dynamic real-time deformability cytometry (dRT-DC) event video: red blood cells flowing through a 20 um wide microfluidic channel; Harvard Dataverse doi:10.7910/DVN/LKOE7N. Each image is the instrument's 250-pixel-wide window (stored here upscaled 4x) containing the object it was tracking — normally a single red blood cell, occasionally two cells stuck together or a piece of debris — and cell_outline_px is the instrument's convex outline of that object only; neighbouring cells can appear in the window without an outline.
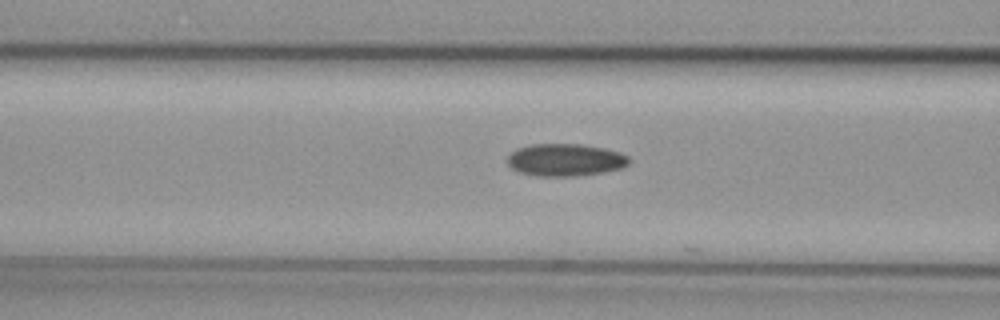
{"species": "common noctule bat (a hibernating species)", "species_latin": "Nyctalus noctula", "temperature_condition": "cold", "stored_images_in_passage": 6, "camera_frame_rate_fps": 3000, "um_per_image_px": 0.085, "animal": {"sex": "female", "body_mass_g": 29.2, "forearm_length_mm": 56.3}, "frame": {"image": 1, "passage_image": 5, "time_ms": 1.333, "image_size_px": [1000, 320], "cell_outline_px": [[632, 160], [628, 164], [620, 168], [604, 172], [576, 176], [540, 176], [520, 172], [512, 168], [508, 164], [508, 156], [516, 148], [532, 144], [580, 144], [604, 148], [620, 152], [628, 156]], "centroid_in_image_um": [48.07, 13.59], "position_along_channel_um": 118.5, "area_um2": 22.95}}